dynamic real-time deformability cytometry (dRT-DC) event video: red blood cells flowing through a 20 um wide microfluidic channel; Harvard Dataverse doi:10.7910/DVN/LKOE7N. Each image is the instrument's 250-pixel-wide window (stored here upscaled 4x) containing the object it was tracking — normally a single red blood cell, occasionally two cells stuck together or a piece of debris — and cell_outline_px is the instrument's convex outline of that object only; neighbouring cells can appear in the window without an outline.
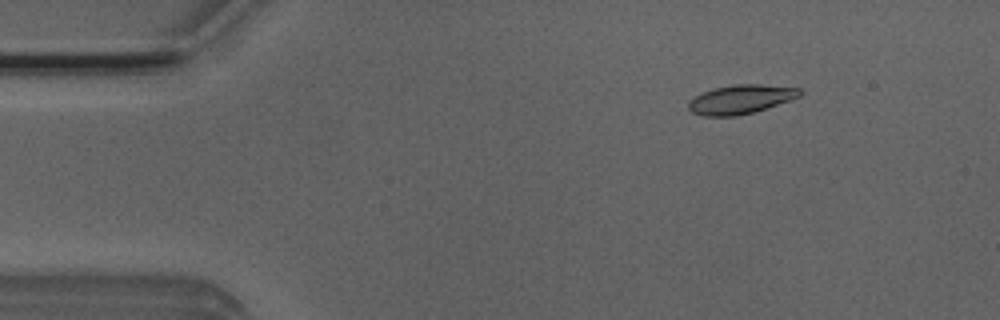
{"species": "Egyptian fruit bat (a non-hibernating species)", "species_latin": "Rousettus aegyptiacus", "temperature_condition": "room temperature", "stored_images_in_passage": 6, "camera_frame_rate_fps": 3000, "um_per_image_px": 0.085, "animal": {"sex": "male"}, "frame": {"image": 1, "passage_image": 6, "time_ms": 1.667, "image_size_px": [1000, 320], "cell_outline_px": [[804, 92], [800, 96], [752, 112], [736, 116], [704, 116], [692, 112], [688, 108], [688, 100], [712, 88], [732, 84], [760, 84], [800, 88]], "centroid_in_image_um": [62.93, 8.43], "position_along_channel_um": 22.1, "area_um2": 18.67}}